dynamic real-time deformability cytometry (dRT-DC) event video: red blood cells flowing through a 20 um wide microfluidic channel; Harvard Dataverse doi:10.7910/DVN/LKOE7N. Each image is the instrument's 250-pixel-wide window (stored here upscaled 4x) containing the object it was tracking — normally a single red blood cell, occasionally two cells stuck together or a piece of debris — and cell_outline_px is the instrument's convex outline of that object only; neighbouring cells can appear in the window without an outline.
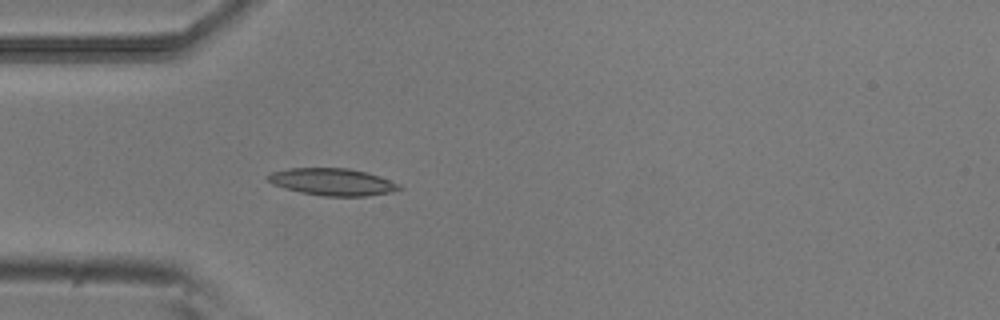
{"species": "common noctule bat (a hibernating species)", "species_latin": "Nyctalus noctula", "temperature_condition": "room temperature", "stored_images_in_passage": 52, "camera_frame_rate_fps": 3000, "um_per_image_px": 0.085, "animal": {"sex": "male", "body_mass_g": 20.5, "forearm_length_mm": 52.5}, "frame": {"image": 1, "passage_image": 15, "time_ms": 4.667, "image_size_px": [1000, 320], "cell_outline_px": [[404, 188], [392, 192], [364, 196], [324, 196], [300, 192], [284, 188], [272, 184], [264, 176], [272, 172], [288, 168], [348, 168], [368, 172], [400, 184]], "centroid_in_image_um": [28.25, 15.46], "position_along_channel_um": 56.8, "area_um2": 20.87}}
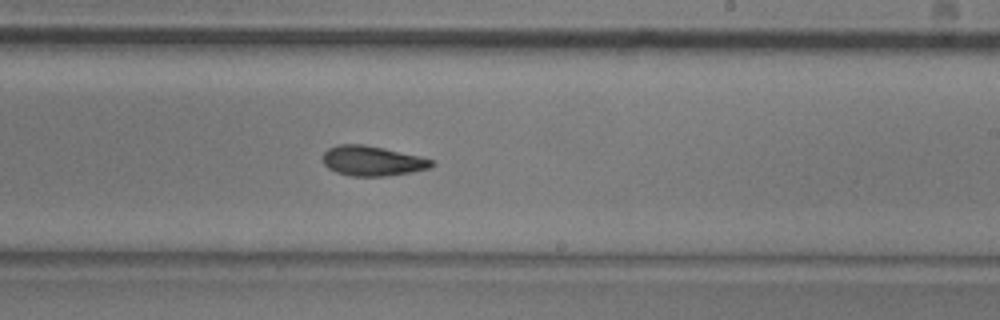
{"frame": {"image": 2, "passage_image": 31, "time_ms": 10.0, "image_size_px": [1000, 320], "cell_outline_px": [[436, 164], [428, 168], [408, 172], [384, 176], [352, 176], [336, 172], [328, 168], [324, 164], [324, 152], [328, 148], [336, 144], [364, 144], [384, 148], [420, 156], [432, 160]], "centroid_in_image_um": [31.62, 13.66], "position_along_channel_um": 257.4, "area_um2": 18.84}}
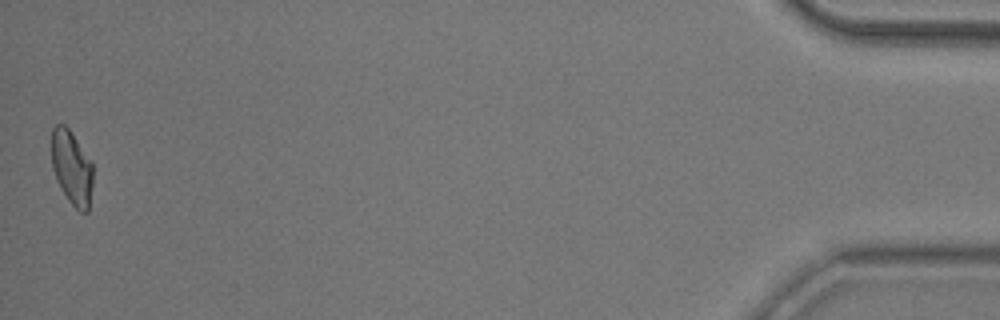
{"frame": {"image": 3, "passage_image": 52, "time_ms": 17.0, "image_size_px": [1000, 320], "cell_outline_px": [[92, 184], [88, 212], [80, 212], [68, 200], [56, 180], [52, 168], [52, 128], [56, 124], [64, 124], [68, 128], [92, 160]], "centroid_in_image_um": [6.1, 14.24], "position_along_channel_um": 429.1, "area_um2": 17.92}, "authors_computed_cell_mechanics": {"area_um2": 18.9584, "velocity_mm_per_s": 3.8223, "shape_relaxation_time_tau1_ms": 10.3477, "shape_relaxation_time_tau2_ms": 3.2937, "deformation_change_tau1": 0.237, "deformation_change_tau2": 0.1045}}